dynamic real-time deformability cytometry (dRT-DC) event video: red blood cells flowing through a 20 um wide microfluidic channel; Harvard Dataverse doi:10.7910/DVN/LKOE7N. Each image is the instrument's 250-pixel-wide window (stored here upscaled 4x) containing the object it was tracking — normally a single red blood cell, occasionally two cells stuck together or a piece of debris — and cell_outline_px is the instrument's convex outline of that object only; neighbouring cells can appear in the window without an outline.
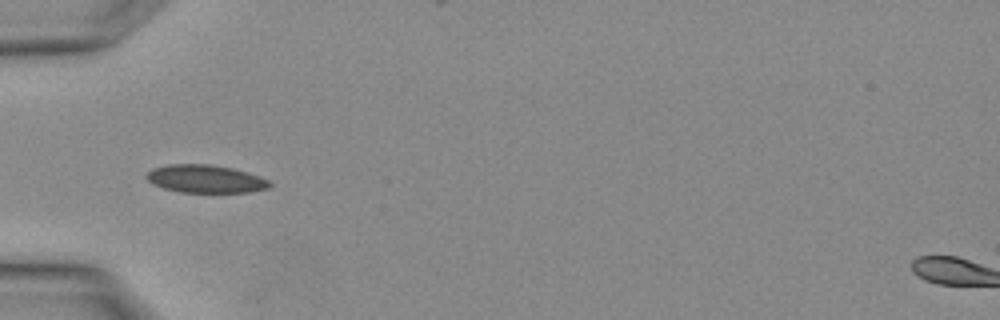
{"species": "Egyptian fruit bat (a non-hibernating species)", "species_latin": "Rousettus aegyptiacus", "temperature_condition": "warm", "stored_images_in_passage": 1, "camera_frame_rate_fps": 3000, "um_per_image_px": 0.085, "animal": {"sex": "female"}, "frame": {"image": 1, "passage_image": 1, "time_ms": 0.0, "image_size_px": [1000, 320], "cell_outline_px": [[272, 184], [268, 188], [248, 192], [180, 192], [164, 188], [152, 184], [144, 176], [152, 168], [168, 164], [212, 164], [232, 168], [260, 176], [268, 180]], "centroid_in_image_um": [17.44, 15.2], "position_along_channel_um": 67.6, "area_um2": 20.06}}